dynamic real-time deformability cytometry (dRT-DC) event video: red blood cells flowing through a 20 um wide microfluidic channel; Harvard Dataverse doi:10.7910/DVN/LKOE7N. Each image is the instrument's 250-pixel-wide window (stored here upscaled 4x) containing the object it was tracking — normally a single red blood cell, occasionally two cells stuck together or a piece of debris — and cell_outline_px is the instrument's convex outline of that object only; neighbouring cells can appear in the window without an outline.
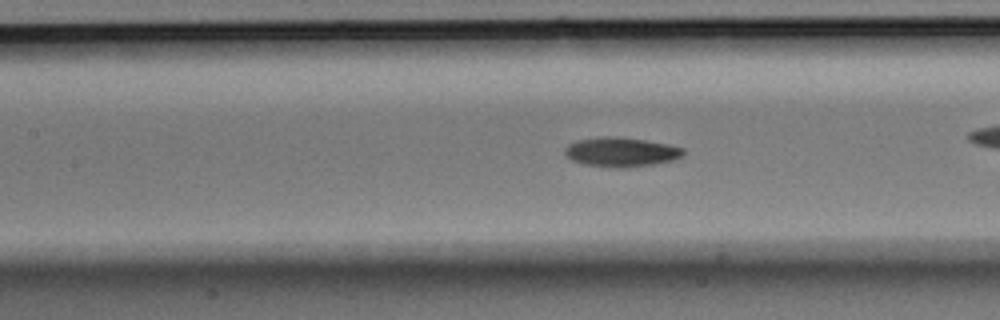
{"species": "Egyptian fruit bat (a non-hibernating species)", "species_latin": "Rousettus aegyptiacus", "temperature_condition": "room temperature", "stored_images_in_passage": 37, "camera_frame_rate_fps": 3000, "um_per_image_px": 0.085, "animal": {"sex": "male"}, "frame": {"image": 1, "passage_image": 6, "time_ms": 1.667, "image_size_px": [1000, 320], "cell_outline_px": [[684, 152], [680, 156], [672, 160], [652, 164], [628, 168], [612, 168], [584, 164], [572, 160], [564, 152], [564, 148], [568, 144], [576, 140], [600, 136], [612, 136], [644, 140], [668, 144], [684, 148]], "centroid_in_image_um": [52.75, 12.92], "position_along_channel_um": 154.7, "area_um2": 20.29}}
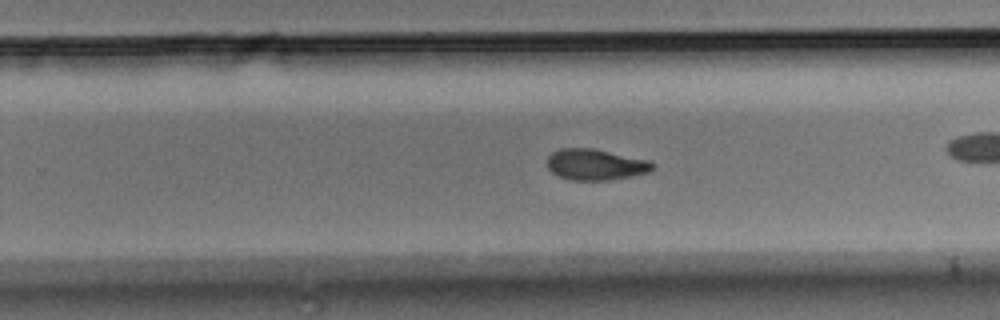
{"frame": {"image": 2, "passage_image": 16, "time_ms": 5.0, "image_size_px": [1000, 320], "cell_outline_px": [[656, 164], [648, 172], [608, 180], [568, 180], [556, 176], [548, 168], [548, 156], [552, 152], [560, 148], [592, 148], [648, 160]], "centroid_in_image_um": [50.57, 13.99], "position_along_channel_um": 279.2, "area_um2": 18.96}, "authors_computed_cell_mechanics": {"area_um2": 19.1896, "velocity_mm_per_s": 3.7468, "shape_relaxation_time_tau1_ms": 6.4468, "shape_relaxation_time_tau2_ms": 2.7832, "deformation_change_tau1": 0.1451, "deformation_change_tau2": 0.0806}}